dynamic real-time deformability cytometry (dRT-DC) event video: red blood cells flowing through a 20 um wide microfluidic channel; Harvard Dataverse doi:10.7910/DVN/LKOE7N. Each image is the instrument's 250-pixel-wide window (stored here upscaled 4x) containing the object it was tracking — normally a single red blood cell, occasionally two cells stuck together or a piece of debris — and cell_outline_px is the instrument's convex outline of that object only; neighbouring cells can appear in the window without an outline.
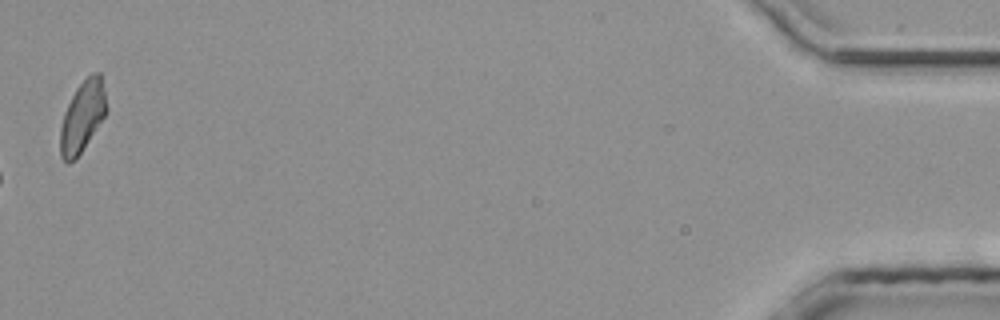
{"species": "common noctule bat (a hibernating species)", "species_latin": "Nyctalus noctula", "temperature_condition": "room temperature", "stored_images_in_passage": 36, "camera_frame_rate_fps": 3000, "um_per_image_px": 0.085, "animal": {"sex": "male", "body_mass_g": 20.4}, "frame": {"image": 1, "passage_image": 36, "time_ms": 11.667, "image_size_px": [1000, 320], "cell_outline_px": [[108, 108], [104, 116], [76, 160], [68, 164], [60, 156], [60, 128], [64, 112], [76, 88], [92, 72], [100, 72], [104, 88]], "centroid_in_image_um": [7.0, 9.92], "position_along_channel_um": 428.2, "area_um2": 19.07}}